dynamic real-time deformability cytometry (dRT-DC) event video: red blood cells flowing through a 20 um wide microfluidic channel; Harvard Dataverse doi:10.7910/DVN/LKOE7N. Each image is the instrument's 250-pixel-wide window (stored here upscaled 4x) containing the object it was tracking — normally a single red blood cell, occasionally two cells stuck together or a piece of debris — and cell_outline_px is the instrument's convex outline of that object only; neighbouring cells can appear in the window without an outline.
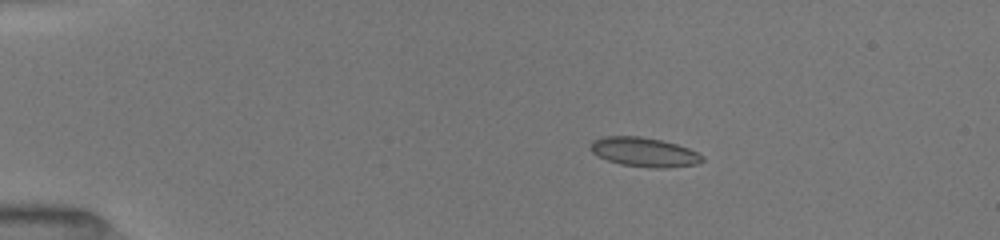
{"species": "common noctule bat (a hibernating species)", "species_latin": "Nyctalus noctula", "temperature_condition": "room temperature", "stored_images_in_passage": 43, "camera_frame_rate_fps": 3000, "um_per_image_px": 0.085, "animal": {"sex": "female", "body_mass_g": 19.5, "forearm_length_mm": 54.1}, "frame": {"image": 1, "passage_image": 1, "time_ms": 0.0, "image_size_px": [1000, 240], "cell_outline_px": [[704, 160], [696, 164], [664, 168], [652, 168], [620, 164], [608, 160], [592, 152], [588, 148], [592, 140], [604, 136], [640, 136], [660, 140], [676, 144], [688, 148], [704, 156]], "centroid_in_image_um": [54.73, 12.92], "position_along_channel_um": 30.3, "area_um2": 19.02}}
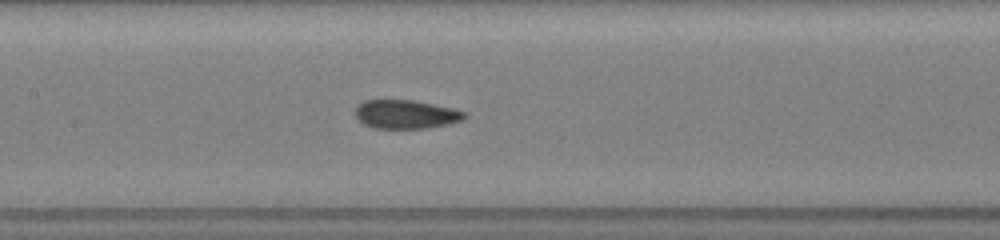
{"frame": {"image": 2, "passage_image": 17, "time_ms": 5.333, "image_size_px": [1000, 240], "cell_outline_px": [[468, 116], [460, 120], [448, 124], [424, 128], [376, 128], [364, 124], [356, 116], [356, 108], [364, 100], [412, 100], [452, 108], [464, 112]], "centroid_in_image_um": [34.49, 9.71], "position_along_channel_um": 172.9, "area_um2": 17.92}}
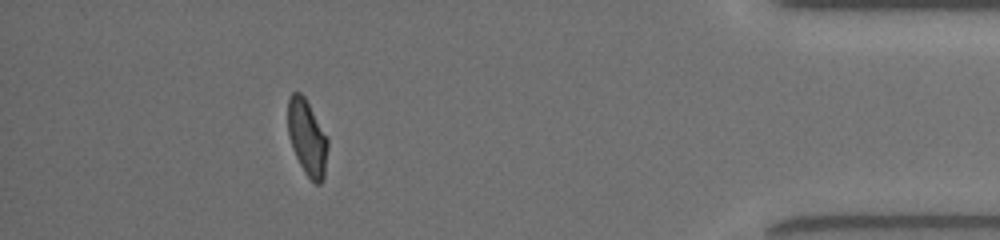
{"frame": {"image": 3, "passage_image": 38, "time_ms": 12.333, "image_size_px": [1000, 240], "cell_outline_px": [[328, 148], [324, 176], [320, 184], [316, 184], [304, 172], [292, 148], [288, 132], [288, 96], [292, 92], [300, 92], [304, 96], [328, 136]], "centroid_in_image_um": [26.12, 11.67], "position_along_channel_um": 409.1, "area_um2": 17.69}, "authors_computed_cell_mechanics": {"area_um2": 18.4382, "velocity_mm_per_s": 4.0183, "shape_relaxation_time_tau1_ms": 7.77, "shape_relaxation_time_tau2_ms": 0.9514, "deformation_change_tau1": 0.219, "deformation_change_tau2": 0.0726}}